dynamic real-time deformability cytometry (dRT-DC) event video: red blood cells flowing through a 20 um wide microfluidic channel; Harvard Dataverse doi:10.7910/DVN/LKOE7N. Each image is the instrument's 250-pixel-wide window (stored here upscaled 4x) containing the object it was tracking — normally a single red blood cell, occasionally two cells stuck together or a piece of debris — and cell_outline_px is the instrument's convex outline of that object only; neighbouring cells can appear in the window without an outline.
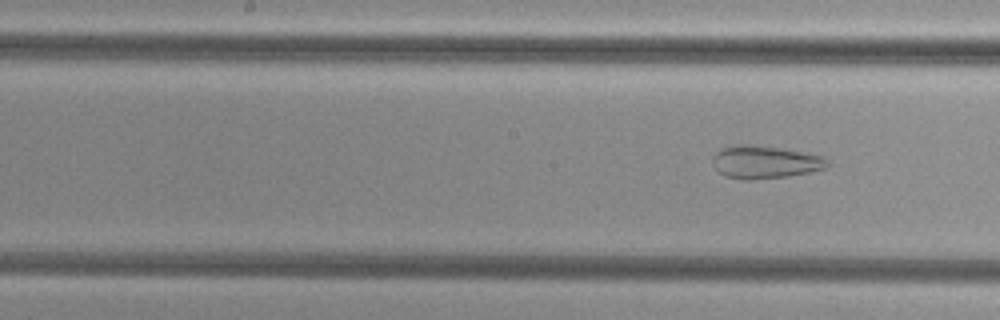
{"species": "common noctule bat (a hibernating species)", "species_latin": "Nyctalus noctula", "temperature_condition": "cold", "stored_images_in_passage": 11, "camera_frame_rate_fps": 3000, "um_per_image_px": 0.085, "animal": {"sex": "female", "body_mass_g": 29.2, "forearm_length_mm": 56.3}, "frame": {"image": 1, "passage_image": 11, "time_ms": 3.333, "image_size_px": [1000, 320], "cell_outline_px": [[832, 164], [824, 168], [808, 172], [788, 176], [752, 180], [744, 180], [724, 176], [716, 168], [712, 160], [712, 156], [716, 152], [732, 144], [748, 144], [776, 148], [824, 156]], "centroid_in_image_um": [65.0, 13.78], "position_along_channel_um": 183.2, "area_um2": 21.79}}